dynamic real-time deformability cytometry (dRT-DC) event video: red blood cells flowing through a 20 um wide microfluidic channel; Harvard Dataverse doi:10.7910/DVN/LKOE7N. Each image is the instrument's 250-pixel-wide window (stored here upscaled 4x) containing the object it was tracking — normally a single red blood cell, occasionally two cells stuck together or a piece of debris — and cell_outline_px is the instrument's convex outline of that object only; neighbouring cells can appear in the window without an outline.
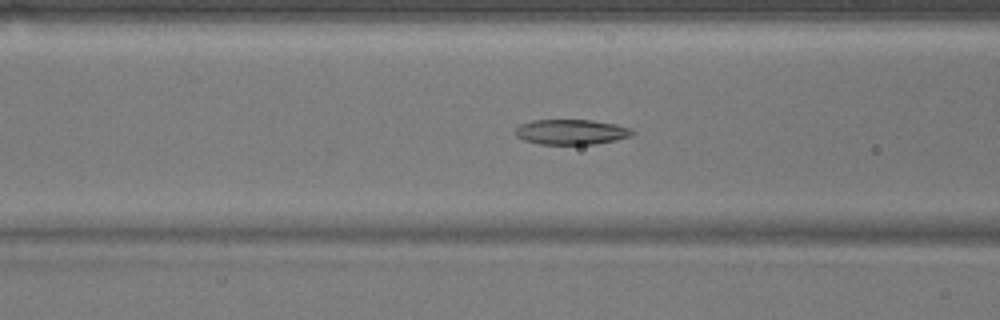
{"species": "common noctule bat (a hibernating species)", "species_latin": "Nyctalus noctula", "temperature_condition": "warm", "stored_images_in_passage": 45, "camera_frame_rate_fps": 3000, "um_per_image_px": 0.085, "animal": {"sex": "male", "body_mass_g": 17.9}, "frame": {"image": 1, "passage_image": 13, "time_ms": 4.0, "image_size_px": [1000, 320], "cell_outline_px": [[636, 132], [632, 136], [616, 140], [596, 144], [540, 144], [524, 140], [516, 136], [512, 132], [520, 124], [532, 120], [592, 120], [616, 124], [632, 128]], "centroid_in_image_um": [48.57, 11.21], "position_along_channel_um": 118.0, "area_um2": 17.4}}
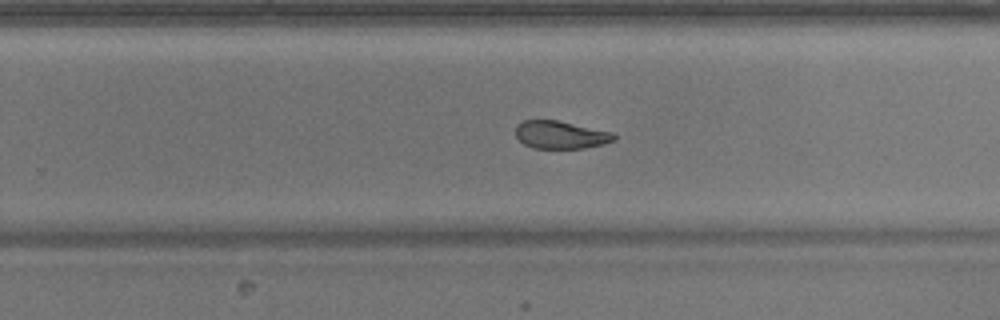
{"frame": {"image": 2, "passage_image": 26, "time_ms": 8.333, "image_size_px": [1000, 320], "cell_outline_px": [[616, 140], [604, 144], [584, 148], [532, 148], [524, 144], [516, 136], [516, 124], [524, 120], [556, 120], [612, 132], [616, 136]], "centroid_in_image_um": [47.65, 11.46], "position_along_channel_um": 282.2, "area_um2": 15.9}}
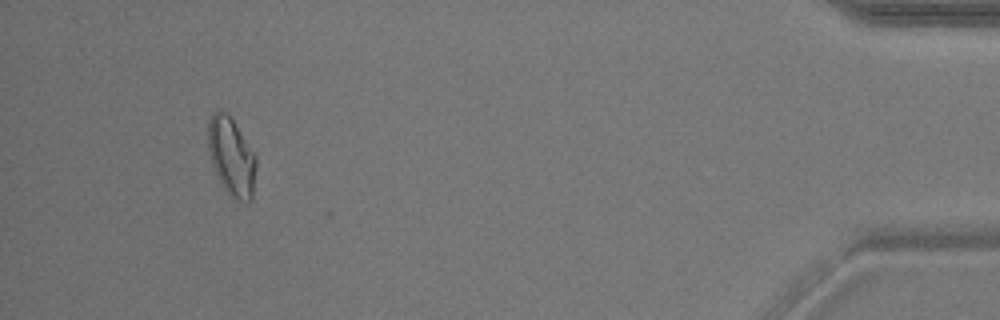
{"frame": {"image": 3, "passage_image": 42, "time_ms": 13.667, "image_size_px": [1000, 320], "cell_outline_px": [[256, 164], [252, 200], [248, 204], [236, 200], [224, 188], [212, 164], [208, 148], [208, 124], [212, 112], [228, 112], [256, 156]], "centroid_in_image_um": [19.69, 13.33], "position_along_channel_um": 415.5, "area_um2": 21.73}, "authors_computed_cell_mechanics": {"area_um2": 17.9758, "velocity_mm_per_s": 3.7922, "shape_relaxation_time_tau1_ms": 7.5137, "shape_relaxation_time_tau2_ms": 3.933, "deformation_change_tau1": 0.1962, "deformation_change_tau2": 0.0976}}